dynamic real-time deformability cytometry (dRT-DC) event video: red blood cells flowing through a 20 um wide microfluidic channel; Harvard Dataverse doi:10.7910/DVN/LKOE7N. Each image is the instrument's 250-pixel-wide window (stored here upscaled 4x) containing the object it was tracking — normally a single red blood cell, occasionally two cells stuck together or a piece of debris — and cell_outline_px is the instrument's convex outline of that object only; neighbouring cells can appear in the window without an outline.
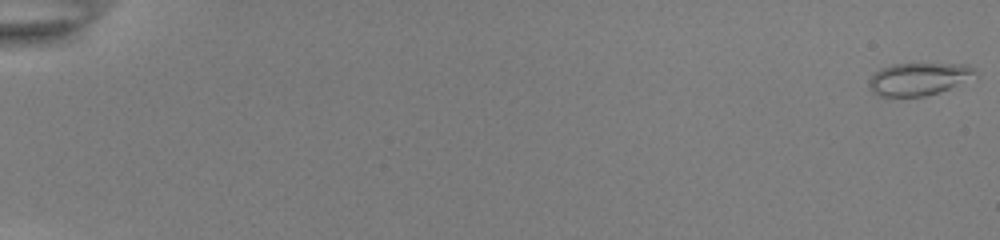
{"species": "common noctule bat (a hibernating species)", "species_latin": "Nyctalus noctula", "temperature_condition": "room temperature", "stored_images_in_passage": 40, "camera_frame_rate_fps": 3000, "um_per_image_px": 0.085, "animal": {"sex": "female", "body_mass_g": 22.0, "forearm_length_mm": 56.7}, "frame": {"image": 1, "passage_image": 1, "time_ms": 0.0, "image_size_px": [1000, 240], "cell_outline_px": [[976, 72], [948, 88], [924, 96], [880, 96], [872, 92], [868, 84], [868, 80], [880, 68], [892, 64], [968, 64], [976, 68]], "centroid_in_image_um": [77.98, 6.7], "position_along_channel_um": 7.0, "area_um2": 19.54}}
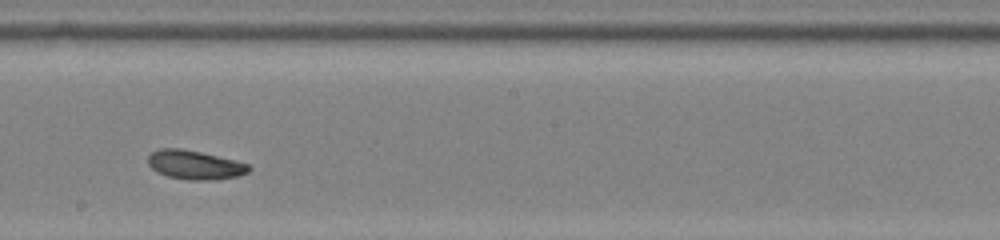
{"frame": {"image": 2, "passage_image": 26, "time_ms": 8.333, "image_size_px": [1000, 240], "cell_outline_px": [[252, 168], [248, 172], [236, 176], [212, 180], [188, 180], [168, 176], [156, 172], [148, 164], [148, 156], [152, 152], [160, 148], [180, 148], [200, 152], [248, 164]], "centroid_in_image_um": [16.52, 14.02], "position_along_channel_um": 231.7, "area_um2": 16.82}}
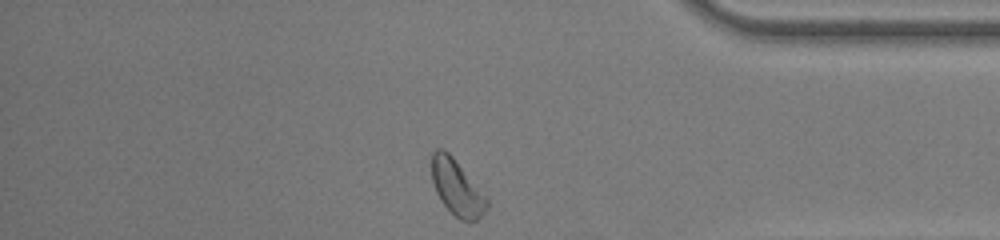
{"frame": {"image": 3, "passage_image": 40, "time_ms": 13.0, "image_size_px": [1000, 240], "cell_outline_px": [[488, 208], [472, 224], [468, 224], [460, 220], [440, 200], [436, 192], [432, 180], [432, 152], [436, 148], [444, 148], [452, 156], [488, 200]], "centroid_in_image_um": [38.82, 15.97], "position_along_channel_um": 396.4, "area_um2": 17.69}, "authors_computed_cell_mechanics": {"area_um2": 17.3978, "velocity_mm_per_s": 3.8559, "shape_relaxation_time_tau1_ms": 3.031, "shape_relaxation_time_tau2_ms": null, "deformation_change_tau1": 0.11, "deformation_change_tau2": null}}